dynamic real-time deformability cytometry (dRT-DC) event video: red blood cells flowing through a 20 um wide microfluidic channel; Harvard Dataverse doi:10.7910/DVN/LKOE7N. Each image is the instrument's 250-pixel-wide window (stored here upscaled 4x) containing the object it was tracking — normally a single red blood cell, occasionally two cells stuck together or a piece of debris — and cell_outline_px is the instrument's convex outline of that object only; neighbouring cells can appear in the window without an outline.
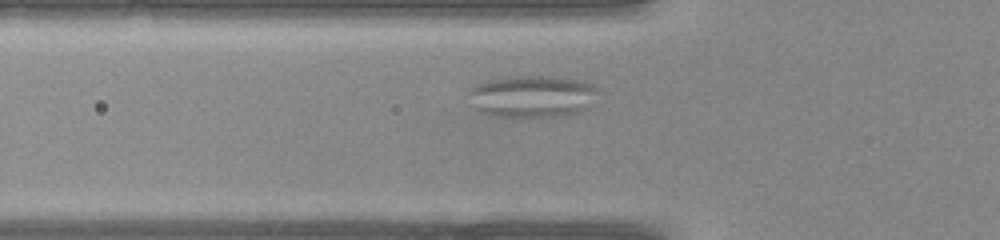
{"species": "common noctule bat (a hibernating species)", "species_latin": "Nyctalus noctula", "temperature_condition": "warm", "stored_images_in_passage": 33, "camera_frame_rate_fps": 3000, "um_per_image_px": 0.085, "animal": {"sex": "female", "body_mass_g": 22.0, "forearm_length_mm": 56.7}, "frame": {"image": 1, "passage_image": 6, "time_ms": 1.667, "image_size_px": [1000, 240], "cell_outline_px": [[596, 92], [588, 108], [580, 112], [564, 116], [492, 116], [480, 112], [464, 104], [460, 96], [468, 88], [476, 84], [488, 80], [508, 76], [552, 76], [584, 80], [592, 84], [596, 88]], "centroid_in_image_um": [45.05, 8.18], "position_along_channel_um": 80.7, "area_um2": 32.83}}
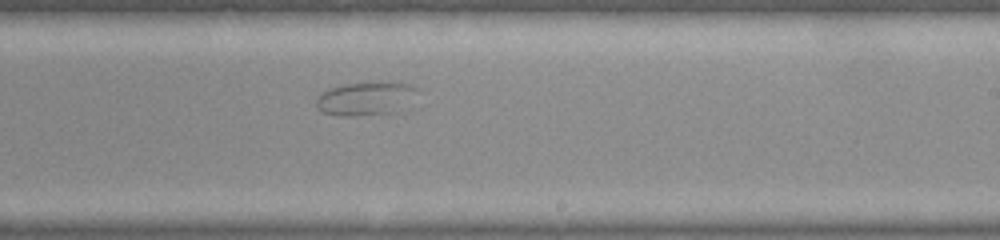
{"frame": {"image": 2, "passage_image": 17, "time_ms": 5.333, "image_size_px": [1000, 240], "cell_outline_px": [[420, 88], [396, 112], [356, 116], [340, 116], [324, 112], [316, 104], [316, 100], [320, 92], [328, 88], [344, 84], [412, 84]], "centroid_in_image_um": [31.01, 8.4], "position_along_channel_um": 258.0, "area_um2": 18.96}}
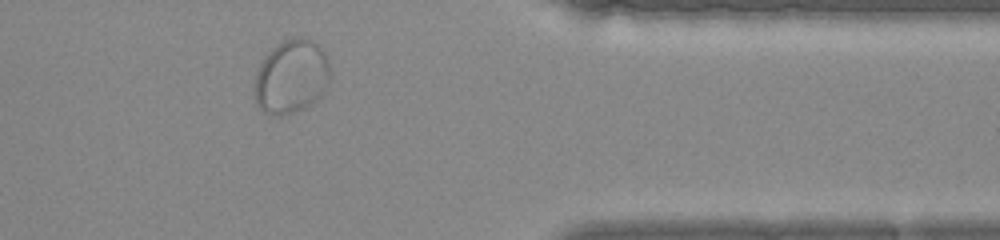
{"frame": {"image": 3, "passage_image": 26, "time_ms": 8.333, "image_size_px": [1000, 240], "cell_outline_px": [[328, 80], [324, 88], [316, 100], [292, 112], [280, 116], [268, 116], [256, 104], [252, 84], [260, 64], [268, 52], [276, 44], [284, 40], [312, 40], [324, 52], [328, 64]], "centroid_in_image_um": [24.67, 6.55], "position_along_channel_um": 386.7, "area_um2": 31.85}}